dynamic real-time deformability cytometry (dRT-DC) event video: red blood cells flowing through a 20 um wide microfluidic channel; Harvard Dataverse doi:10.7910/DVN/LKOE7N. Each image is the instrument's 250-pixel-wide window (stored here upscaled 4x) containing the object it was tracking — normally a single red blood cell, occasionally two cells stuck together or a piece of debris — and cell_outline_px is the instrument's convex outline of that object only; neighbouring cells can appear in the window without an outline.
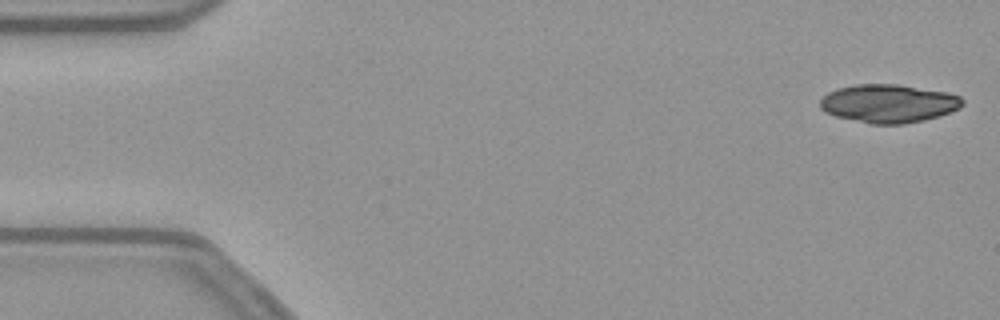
{"species": "common noctule bat (a hibernating species)", "species_latin": "Nyctalus noctula", "temperature_condition": "warm", "stored_images_in_passage": 52, "camera_frame_rate_fps": 3000, "um_per_image_px": 0.085, "animal": {"sex": "female", "body_mass_g": 21.9}, "frame": {"image": 1, "passage_image": 1, "time_ms": 0.0, "image_size_px": [1000, 320], "cell_outline_px": [[964, 104], [960, 108], [952, 112], [940, 116], [924, 120], [904, 124], [872, 124], [836, 116], [824, 112], [820, 108], [820, 100], [828, 92], [836, 88], [856, 84], [896, 84], [944, 92], [960, 96], [964, 100]], "centroid_in_image_um": [75.53, 8.8], "position_along_channel_um": 9.5, "area_um2": 31.85}}
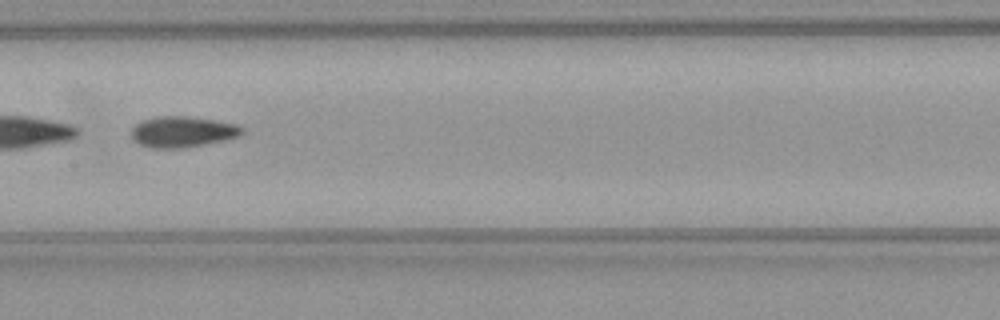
{"frame": {"image": 2, "passage_image": 26, "time_ms": 8.333, "image_size_px": [1000, 320], "cell_outline_px": [[244, 132], [240, 136], [204, 144], [180, 148], [152, 148], [140, 144], [132, 140], [132, 128], [140, 120], [156, 116], [188, 116], [216, 120], [236, 124], [244, 128]], "centroid_in_image_um": [15.5, 11.19], "position_along_channel_um": 191.9, "area_um2": 20.0}, "authors_computed_cell_mechanics": {"area_um2": 20.23, "velocity_mm_per_s": 3.8188, "shape_relaxation_time_tau1_ms": 4.6269, "shape_relaxation_time_tau2_ms": 2.4395, "deformation_change_tau1": 0.1679, "deformation_change_tau2": 0.0939}}